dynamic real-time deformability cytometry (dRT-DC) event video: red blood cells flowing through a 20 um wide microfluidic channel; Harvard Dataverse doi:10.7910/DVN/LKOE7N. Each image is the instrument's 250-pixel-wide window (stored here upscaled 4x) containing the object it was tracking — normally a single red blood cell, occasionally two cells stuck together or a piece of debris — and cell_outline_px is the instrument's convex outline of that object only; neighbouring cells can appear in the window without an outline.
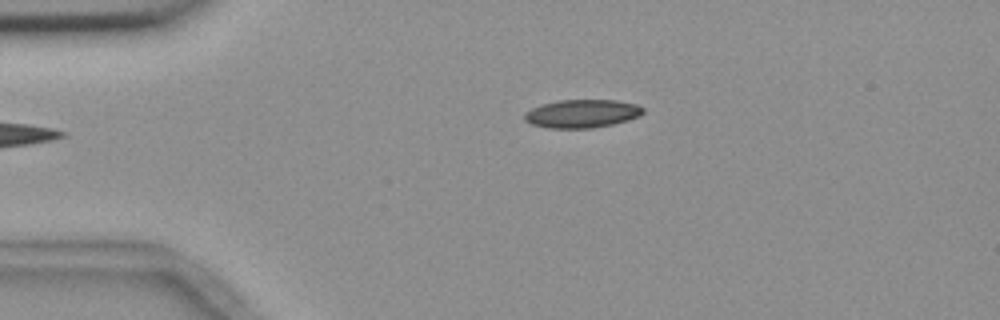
{"species": "common noctule bat (a hibernating species)", "species_latin": "Nyctalus noctula", "temperature_condition": "room temperature", "stored_images_in_passage": 2, "camera_frame_rate_fps": 3000, "um_per_image_px": 0.085, "animal": {"sex": "female", "body_mass_g": 18.4}, "frame": {"image": 1, "passage_image": 1, "time_ms": 0.0, "image_size_px": [1000, 320], "cell_outline_px": [[644, 112], [640, 116], [628, 120], [612, 124], [592, 128], [548, 128], [532, 124], [524, 120], [524, 112], [540, 104], [556, 100], [616, 100], [636, 104], [644, 108]], "centroid_in_image_um": [49.45, 9.65], "position_along_channel_um": 35.5, "area_um2": 19.65}}